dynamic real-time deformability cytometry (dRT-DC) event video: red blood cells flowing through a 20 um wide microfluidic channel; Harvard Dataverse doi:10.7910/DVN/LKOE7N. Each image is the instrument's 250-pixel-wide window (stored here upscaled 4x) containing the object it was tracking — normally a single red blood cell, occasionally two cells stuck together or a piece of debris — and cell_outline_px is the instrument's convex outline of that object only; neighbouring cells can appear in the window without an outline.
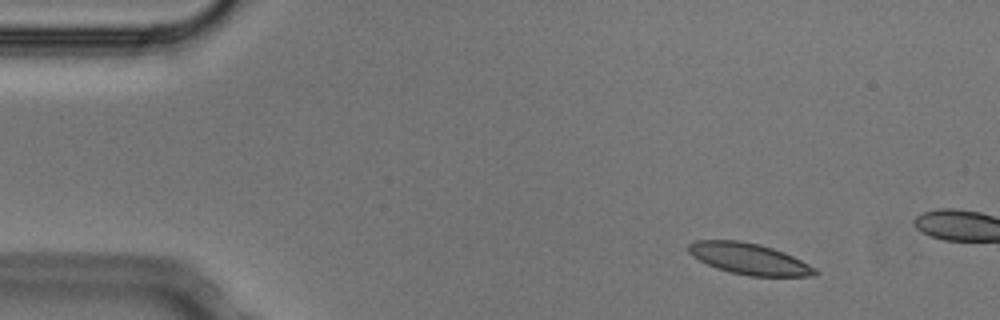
{"species": "Egyptian fruit bat (a non-hibernating species)", "species_latin": "Rousettus aegyptiacus", "temperature_condition": "cold", "stored_images_in_passage": 3, "camera_frame_rate_fps": 3000, "um_per_image_px": 0.085, "animal": {"sex": "male"}, "frame": {"image": 1, "passage_image": 1, "time_ms": 0.0, "image_size_px": [1000, 320], "cell_outline_px": [[820, 272], [816, 276], [748, 276], [716, 268], [692, 256], [688, 252], [688, 244], [696, 240], [740, 240], [760, 244], [784, 252], [816, 268]], "centroid_in_image_um": [63.68, 21.99], "position_along_channel_um": 21.3, "area_um2": 23.0}}